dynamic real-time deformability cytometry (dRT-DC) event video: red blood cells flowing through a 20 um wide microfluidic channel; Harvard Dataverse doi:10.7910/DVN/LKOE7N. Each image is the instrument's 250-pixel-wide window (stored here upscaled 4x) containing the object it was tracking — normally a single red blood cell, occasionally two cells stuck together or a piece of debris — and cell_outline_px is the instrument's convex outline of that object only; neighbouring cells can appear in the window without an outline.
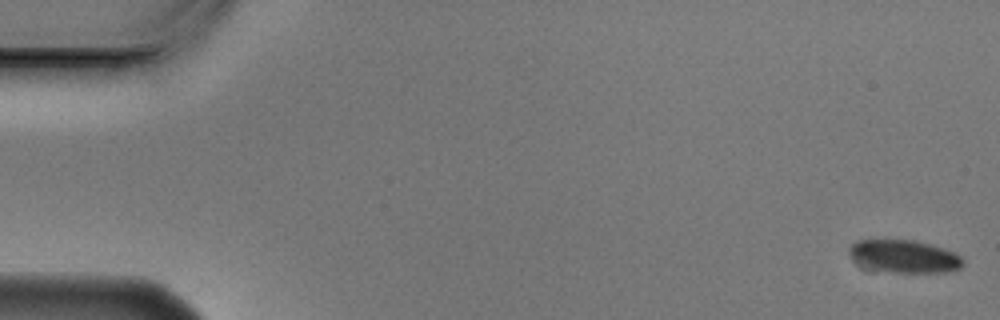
{"species": "Egyptian fruit bat (a non-hibernating species)", "species_latin": "Rousettus aegyptiacus", "temperature_condition": "cold", "stored_images_in_passage": 5, "camera_frame_rate_fps": 3000, "um_per_image_px": 0.085, "animal": {"sex": "male"}, "frame": {"image": 1, "passage_image": 1, "time_ms": 0.0, "image_size_px": [1000, 320], "cell_outline_px": [[964, 264], [960, 268], [948, 272], [896, 272], [864, 268], [848, 252], [848, 248], [856, 240], [912, 240], [944, 248], [960, 256], [964, 260]], "centroid_in_image_um": [76.86, 21.79], "position_along_channel_um": 8.1, "area_um2": 21.56}}
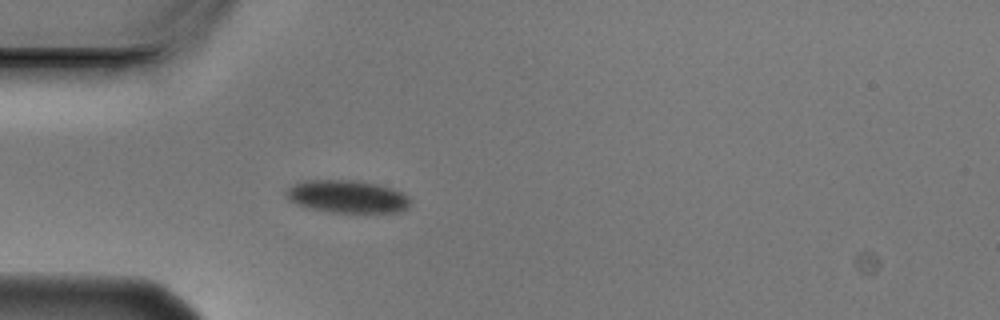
{"frame": {"image": 2, "passage_image": 5, "time_ms": 1.333, "image_size_px": [1000, 320], "cell_outline_px": [[412, 200], [408, 208], [400, 212], [328, 212], [308, 208], [288, 200], [284, 192], [292, 184], [304, 180], [360, 180], [392, 188], [408, 196]], "centroid_in_image_um": [29.5, 16.7], "position_along_channel_um": 55.5, "area_um2": 23.87}}